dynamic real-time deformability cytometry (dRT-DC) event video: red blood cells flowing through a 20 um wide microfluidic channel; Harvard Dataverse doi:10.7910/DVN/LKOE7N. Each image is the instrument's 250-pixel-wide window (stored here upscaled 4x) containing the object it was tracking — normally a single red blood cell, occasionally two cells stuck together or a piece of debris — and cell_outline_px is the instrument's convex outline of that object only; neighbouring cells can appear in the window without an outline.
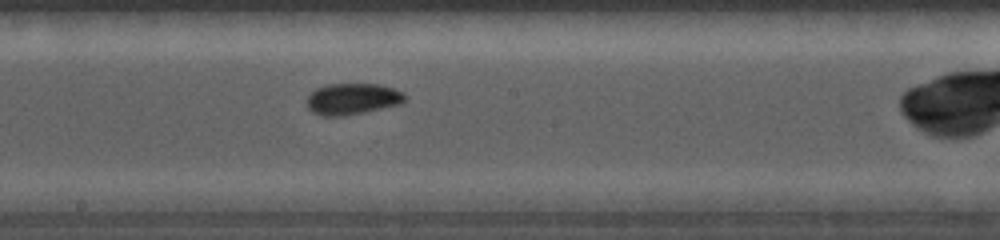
{"species": "common noctule bat (a hibernating species)", "species_latin": "Nyctalus noctula", "temperature_condition": "cold", "stored_images_in_passage": 14, "camera_frame_rate_fps": 5000, "um_per_image_px": 0.085, "animal": {"sex": "female", "body_mass_g": 19.0, "forearm_length_mm": 56.7}, "frame": {"image": 1, "passage_image": 12, "time_ms": 4.4, "image_size_px": [1000, 240], "cell_outline_px": [[408, 96], [400, 104], [364, 112], [344, 116], [320, 116], [312, 112], [308, 108], [308, 96], [316, 88], [328, 84], [380, 84], [404, 92]], "centroid_in_image_um": [29.97, 8.41], "position_along_channel_um": 218.2, "area_um2": 17.92}}